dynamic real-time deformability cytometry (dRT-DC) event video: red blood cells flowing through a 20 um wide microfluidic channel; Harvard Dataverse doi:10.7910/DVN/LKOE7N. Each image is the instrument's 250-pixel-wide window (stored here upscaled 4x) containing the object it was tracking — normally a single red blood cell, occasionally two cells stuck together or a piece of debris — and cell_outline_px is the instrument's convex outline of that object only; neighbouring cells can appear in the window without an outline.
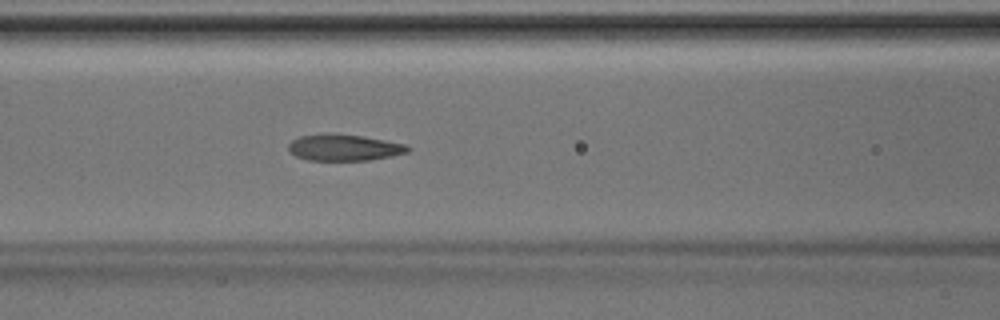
{"species": "Egyptian fruit bat (a non-hibernating species)", "species_latin": "Rousettus aegyptiacus", "temperature_condition": "room temperature", "stored_images_in_passage": 46, "camera_frame_rate_fps": 3000, "um_per_image_px": 0.085, "animal": {"sex": "male"}, "frame": {"image": 1, "passage_image": 19, "time_ms": 6.0, "image_size_px": [1000, 320], "cell_outline_px": [[412, 148], [408, 152], [392, 156], [368, 160], [308, 160], [296, 156], [288, 148], [288, 144], [292, 140], [300, 136], [324, 132], [364, 136], [408, 144]], "centroid_in_image_um": [29.28, 12.52], "position_along_channel_um": 137.3, "area_um2": 18.61}}
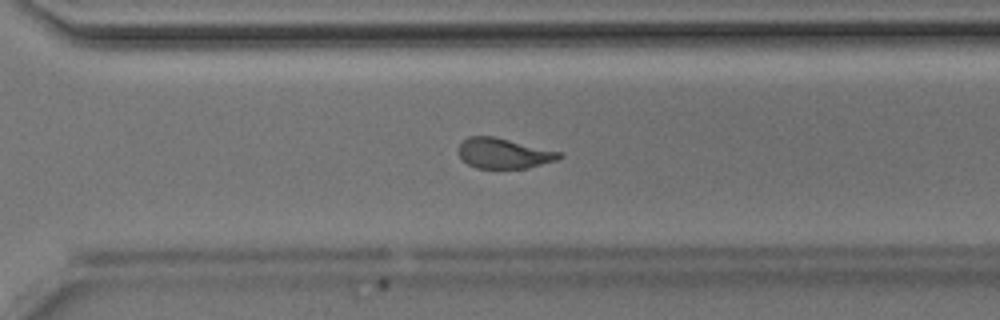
{"frame": {"image": 2, "passage_image": 32, "time_ms": 10.333, "image_size_px": [1000, 320], "cell_outline_px": [[564, 156], [560, 160], [528, 168], [476, 168], [468, 164], [456, 152], [456, 148], [468, 136], [496, 136], [560, 152]], "centroid_in_image_um": [42.83, 13.03], "position_along_channel_um": 327.8, "area_um2": 18.03}}
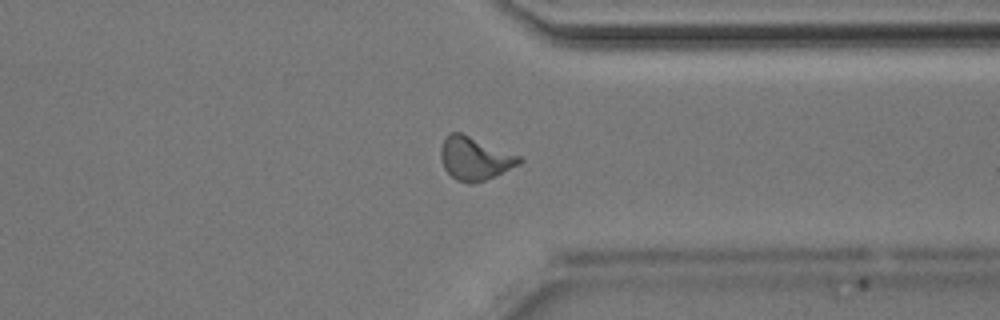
{"frame": {"image": 3, "passage_image": 35, "time_ms": 11.333, "image_size_px": [1000, 320], "cell_outline_px": [[524, 160], [520, 164], [496, 176], [484, 180], [468, 184], [456, 180], [444, 168], [440, 156], [440, 148], [444, 140], [452, 132], [460, 132], [520, 156]], "centroid_in_image_um": [40.36, 13.48], "position_along_channel_um": 371.0, "area_um2": 19.54}}